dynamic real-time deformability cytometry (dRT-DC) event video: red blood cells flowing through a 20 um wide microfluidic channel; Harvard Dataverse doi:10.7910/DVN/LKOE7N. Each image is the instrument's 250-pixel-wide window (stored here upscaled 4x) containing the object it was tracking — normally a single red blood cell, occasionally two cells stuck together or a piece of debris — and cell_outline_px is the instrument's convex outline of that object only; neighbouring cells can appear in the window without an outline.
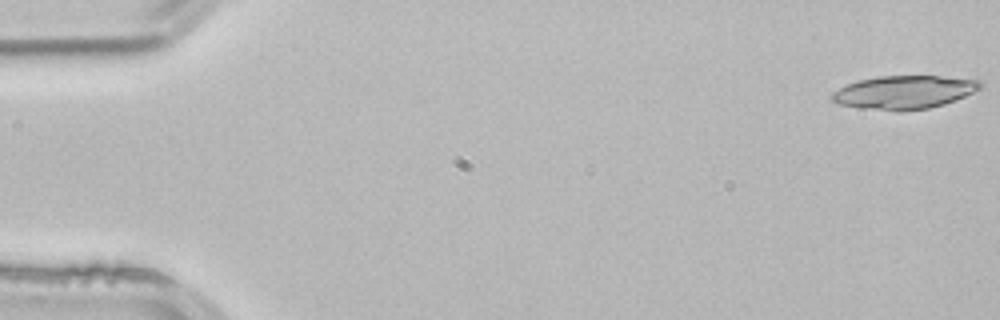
{"species": "common noctule bat (a hibernating species)", "species_latin": "Nyctalus noctula", "temperature_condition": "room temperature", "stored_images_in_passage": 5, "camera_frame_rate_fps": 3000, "um_per_image_px": 0.085, "animal": {"sex": "male", "body_mass_g": 21.5, "forearm_length_mm": 52.0}, "frame": {"image": 1, "passage_image": 1, "time_ms": 0.0, "image_size_px": [1000, 320], "cell_outline_px": [[984, 84], [980, 88], [956, 100], [944, 104], [928, 108], [900, 112], [860, 108], [836, 104], [832, 100], [832, 92], [848, 84], [860, 80], [876, 76], [940, 76], [980, 80]], "centroid_in_image_um": [76.84, 7.85], "position_along_channel_um": 8.2, "area_um2": 28.9}}